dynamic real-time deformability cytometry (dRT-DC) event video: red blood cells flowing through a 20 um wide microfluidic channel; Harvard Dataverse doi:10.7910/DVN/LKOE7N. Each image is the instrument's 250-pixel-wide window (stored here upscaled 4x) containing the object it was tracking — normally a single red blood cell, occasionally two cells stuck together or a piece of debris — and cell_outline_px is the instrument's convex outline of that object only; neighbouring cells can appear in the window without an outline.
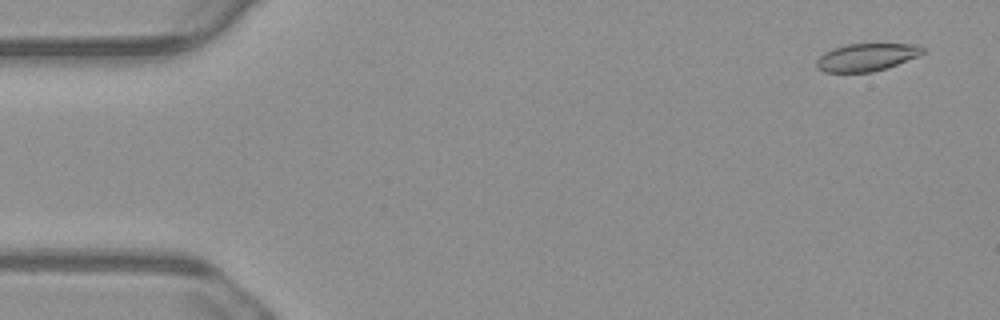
{"species": "common noctule bat (a hibernating species)", "species_latin": "Nyctalus noctula", "temperature_condition": "warm", "stored_images_in_passage": 55, "camera_frame_rate_fps": 3000, "um_per_image_px": 0.085, "animal": {"sex": "male", "body_mass_g": 23.1, "forearm_length_mm": 52.7}, "frame": {"image": 1, "passage_image": 3, "time_ms": 0.667, "image_size_px": [1000, 320], "cell_outline_px": [[924, 52], [916, 56], [888, 68], [872, 72], [824, 72], [816, 68], [816, 60], [824, 52], [832, 48], [848, 44], [916, 44], [924, 48]], "centroid_in_image_um": [73.61, 4.87], "position_along_channel_um": 11.4, "area_um2": 17.05}}
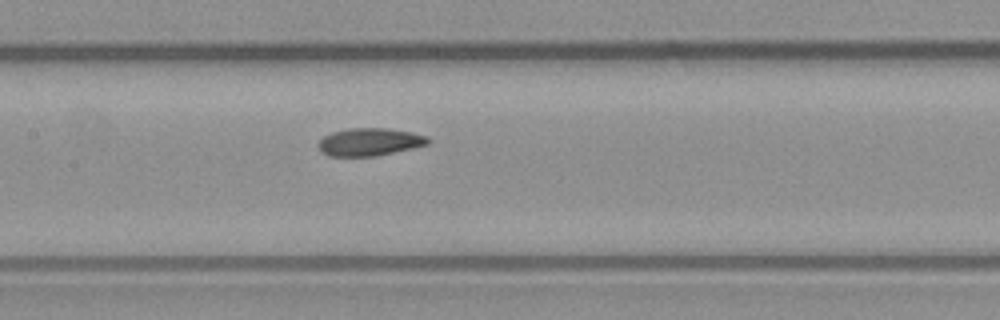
{"frame": {"image": 2, "passage_image": 26, "time_ms": 8.333, "image_size_px": [1000, 320], "cell_outline_px": [[432, 140], [428, 144], [412, 148], [376, 156], [328, 156], [316, 144], [324, 136], [332, 132], [348, 128], [388, 128], [412, 132], [428, 136]], "centroid_in_image_um": [31.44, 12.05], "position_along_channel_um": 176.0, "area_um2": 17.74}}
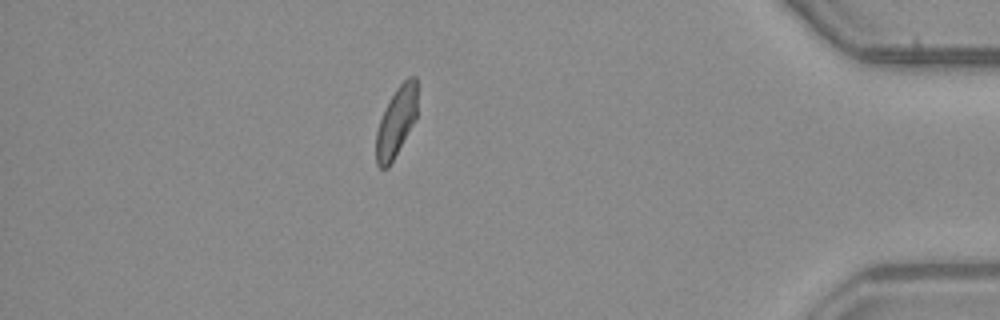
{"frame": {"image": 3, "passage_image": 48, "time_ms": 15.667, "image_size_px": [1000, 320], "cell_outline_px": [[416, 120], [388, 168], [380, 168], [376, 164], [376, 132], [380, 120], [396, 88], [408, 76], [416, 76]], "centroid_in_image_um": [33.68, 10.38], "position_along_channel_um": 401.5, "area_um2": 16.47}, "authors_computed_cell_mechanics": {"area_um2": 17.7446, "velocity_mm_per_s": 3.7361, "shape_relaxation_time_tau1_ms": 3.1554, "shape_relaxation_time_tau2_ms": 2.8806, "deformation_change_tau1": 0.1105, "deformation_change_tau2": 0.081}}